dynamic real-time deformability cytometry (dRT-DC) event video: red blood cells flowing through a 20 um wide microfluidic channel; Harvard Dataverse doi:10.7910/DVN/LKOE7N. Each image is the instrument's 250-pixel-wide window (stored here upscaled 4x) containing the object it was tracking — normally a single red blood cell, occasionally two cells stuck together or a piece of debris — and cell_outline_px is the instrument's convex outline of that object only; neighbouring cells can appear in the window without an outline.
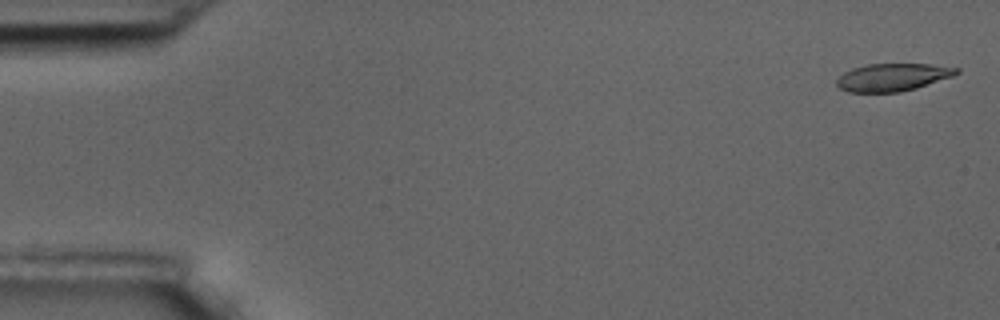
{"species": "common noctule bat (a hibernating species)", "species_latin": "Nyctalus noctula", "temperature_condition": "room temperature", "stored_images_in_passage": 58, "camera_frame_rate_fps": 3000, "um_per_image_px": 0.085, "animal": {"sex": "male", "body_mass_g": 17.5, "forearm_length_mm": 52.3}, "frame": {"image": 1, "passage_image": 2, "time_ms": 0.333, "image_size_px": [1000, 320], "cell_outline_px": [[960, 72], [952, 76], [916, 88], [900, 92], [848, 92], [840, 88], [836, 84], [836, 80], [844, 72], [852, 68], [868, 64], [932, 64], [960, 68]], "centroid_in_image_um": [75.87, 6.56], "position_along_channel_um": 9.1, "area_um2": 19.25}}
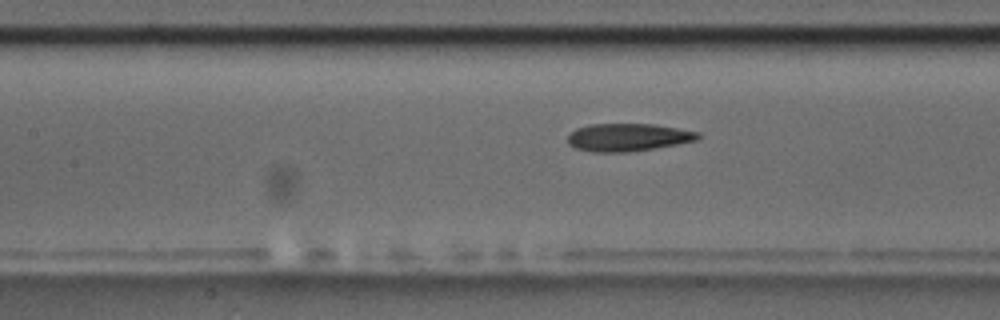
{"frame": {"image": 2, "passage_image": 26, "time_ms": 8.333, "image_size_px": [1000, 320], "cell_outline_px": [[700, 136], [696, 140], [676, 144], [628, 152], [592, 152], [576, 148], [568, 144], [568, 136], [576, 128], [588, 124], [656, 124], [700, 132]], "centroid_in_image_um": [53.36, 11.66], "position_along_channel_um": 154.0, "area_um2": 20.98}}
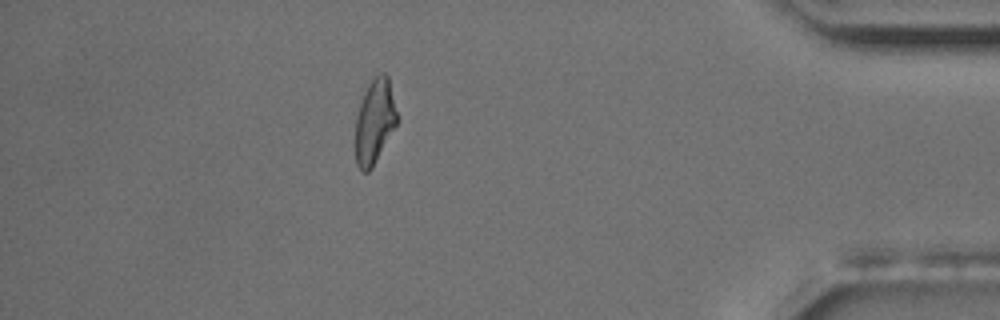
{"frame": {"image": 3, "passage_image": 51, "time_ms": 16.667, "image_size_px": [1000, 320], "cell_outline_px": [[396, 124], [372, 168], [368, 172], [360, 172], [356, 164], [356, 116], [364, 92], [372, 76], [384, 72], [388, 76], [396, 112]], "centroid_in_image_um": [31.81, 10.32], "position_along_channel_um": 403.4, "area_um2": 20.17}, "authors_computed_cell_mechanics": {"area_um2": 21.0392, "velocity_mm_per_s": 3.5164, "shape_relaxation_time_tau1_ms": 5.6367, "shape_relaxation_time_tau2_ms": 3.6188, "deformation_change_tau1": 0.1901, "deformation_change_tau2": 0.1316}}